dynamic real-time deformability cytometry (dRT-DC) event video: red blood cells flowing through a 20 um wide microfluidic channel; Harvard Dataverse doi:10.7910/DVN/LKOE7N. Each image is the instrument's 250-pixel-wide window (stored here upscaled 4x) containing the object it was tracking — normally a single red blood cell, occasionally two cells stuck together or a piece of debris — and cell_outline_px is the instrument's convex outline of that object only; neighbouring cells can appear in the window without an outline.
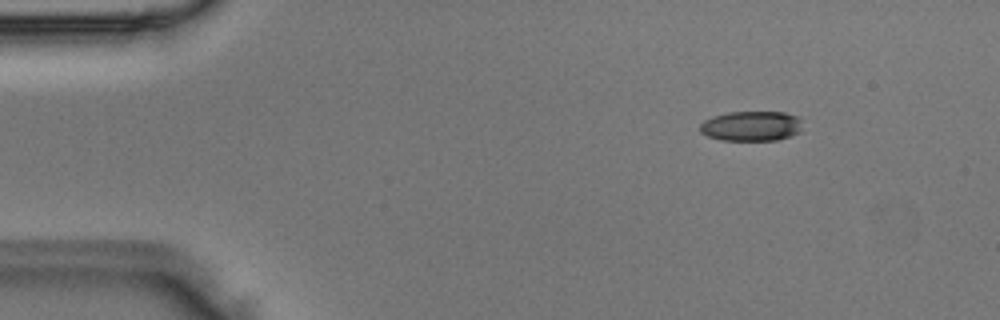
{"species": "Egyptian fruit bat (a non-hibernating species)", "species_latin": "Rousettus aegyptiacus", "temperature_condition": "room temperature", "stored_images_in_passage": 3, "camera_frame_rate_fps": 3000, "um_per_image_px": 0.085, "animal": {"sex": "male"}, "frame": {"image": 1, "passage_image": 2, "time_ms": 0.333, "image_size_px": [1000, 320], "cell_outline_px": [[800, 132], [792, 136], [776, 140], [720, 140], [708, 136], [700, 132], [700, 124], [704, 120], [712, 116], [728, 112], [784, 112], [796, 116], [800, 120]], "centroid_in_image_um": [63.84, 10.71], "position_along_channel_um": 21.2, "area_um2": 17.92}}
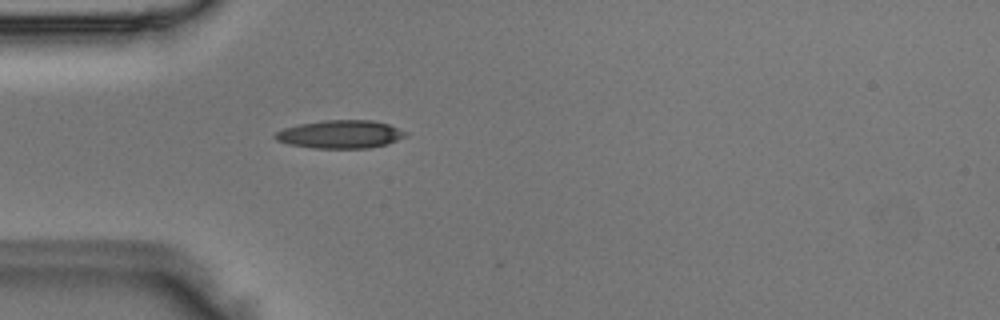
{"frame": {"image": 2, "passage_image": 3, "time_ms": 0.667, "image_size_px": [1000, 320], "cell_outline_px": [[408, 136], [388, 144], [372, 148], [312, 148], [288, 144], [276, 140], [272, 136], [276, 132], [284, 128], [300, 124], [324, 120], [372, 120], [388, 124], [408, 132]], "centroid_in_image_um": [28.95, 11.42], "position_along_channel_um": 56.0, "area_um2": 21.56}}